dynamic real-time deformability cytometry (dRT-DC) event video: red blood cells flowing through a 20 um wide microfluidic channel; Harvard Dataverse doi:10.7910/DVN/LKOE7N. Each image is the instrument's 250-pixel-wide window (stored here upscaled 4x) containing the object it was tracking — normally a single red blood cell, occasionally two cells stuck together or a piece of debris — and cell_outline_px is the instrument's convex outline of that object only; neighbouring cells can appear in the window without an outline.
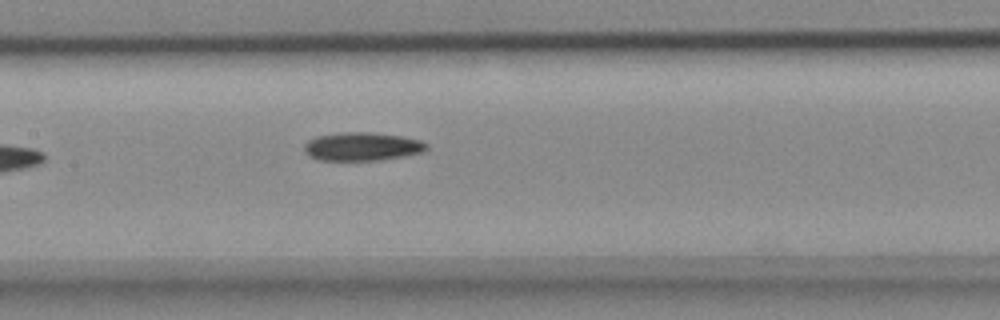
{"species": "common noctule bat (a hibernating species)", "species_latin": "Nyctalus noctula", "temperature_condition": "cold", "stored_images_in_passage": 6, "camera_frame_rate_fps": 3000, "um_per_image_px": 0.085, "animal": {"sex": "female", "body_mass_g": 18.4}, "frame": {"image": 1, "passage_image": 6, "time_ms": 1.667, "image_size_px": [1000, 320], "cell_outline_px": [[428, 148], [424, 152], [408, 156], [380, 160], [320, 160], [308, 156], [304, 152], [304, 144], [308, 140], [316, 136], [340, 132], [368, 132], [400, 136], [420, 140], [428, 144]], "centroid_in_image_um": [30.78, 12.46], "position_along_channel_um": 176.6, "area_um2": 20.46}}